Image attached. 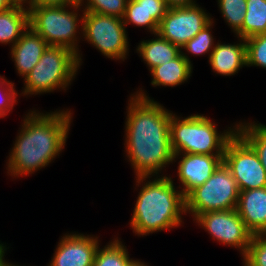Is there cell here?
<instances>
[{"label":"cell","mask_w":266,"mask_h":266,"mask_svg":"<svg viewBox=\"0 0 266 266\" xmlns=\"http://www.w3.org/2000/svg\"><path fill=\"white\" fill-rule=\"evenodd\" d=\"M139 88L129 95L126 106L124 154L135 177L165 176L173 165L170 140L171 110ZM148 94V95H147Z\"/></svg>","instance_id":"6da1fadb"},{"label":"cell","mask_w":266,"mask_h":266,"mask_svg":"<svg viewBox=\"0 0 266 266\" xmlns=\"http://www.w3.org/2000/svg\"><path fill=\"white\" fill-rule=\"evenodd\" d=\"M44 112L30 109L20 122L6 158L5 168L12 179L30 176L50 166L65 149L74 112L70 108Z\"/></svg>","instance_id":"7a4b0ae2"},{"label":"cell","mask_w":266,"mask_h":266,"mask_svg":"<svg viewBox=\"0 0 266 266\" xmlns=\"http://www.w3.org/2000/svg\"><path fill=\"white\" fill-rule=\"evenodd\" d=\"M134 185L139 192L129 225L135 236H149L185 223V196L175 186L172 175L135 177Z\"/></svg>","instance_id":"3957f363"},{"label":"cell","mask_w":266,"mask_h":266,"mask_svg":"<svg viewBox=\"0 0 266 266\" xmlns=\"http://www.w3.org/2000/svg\"><path fill=\"white\" fill-rule=\"evenodd\" d=\"M204 114L182 117L171 112L170 140L174 154L224 155L229 140L237 133L236 121L223 131Z\"/></svg>","instance_id":"277c9868"},{"label":"cell","mask_w":266,"mask_h":266,"mask_svg":"<svg viewBox=\"0 0 266 266\" xmlns=\"http://www.w3.org/2000/svg\"><path fill=\"white\" fill-rule=\"evenodd\" d=\"M27 7L29 26L44 38L48 46L64 47L77 54L81 67L83 56L79 43L82 41L84 10L79 2L67 6Z\"/></svg>","instance_id":"5b68a950"},{"label":"cell","mask_w":266,"mask_h":266,"mask_svg":"<svg viewBox=\"0 0 266 266\" xmlns=\"http://www.w3.org/2000/svg\"><path fill=\"white\" fill-rule=\"evenodd\" d=\"M79 69L77 54L64 47L48 46L39 62L23 79L20 96L44 95L55 90L65 92Z\"/></svg>","instance_id":"8992f818"},{"label":"cell","mask_w":266,"mask_h":266,"mask_svg":"<svg viewBox=\"0 0 266 266\" xmlns=\"http://www.w3.org/2000/svg\"><path fill=\"white\" fill-rule=\"evenodd\" d=\"M239 188L229 168L222 162L211 177L193 189L186 197V216L194 220L210 211L236 209Z\"/></svg>","instance_id":"52a82bcc"},{"label":"cell","mask_w":266,"mask_h":266,"mask_svg":"<svg viewBox=\"0 0 266 266\" xmlns=\"http://www.w3.org/2000/svg\"><path fill=\"white\" fill-rule=\"evenodd\" d=\"M127 28L123 19L84 11L82 41H86L106 58L125 61L130 52Z\"/></svg>","instance_id":"ba28073f"},{"label":"cell","mask_w":266,"mask_h":266,"mask_svg":"<svg viewBox=\"0 0 266 266\" xmlns=\"http://www.w3.org/2000/svg\"><path fill=\"white\" fill-rule=\"evenodd\" d=\"M223 162L240 191L266 187V170L258 154L238 132L227 143Z\"/></svg>","instance_id":"9c48e42d"},{"label":"cell","mask_w":266,"mask_h":266,"mask_svg":"<svg viewBox=\"0 0 266 266\" xmlns=\"http://www.w3.org/2000/svg\"><path fill=\"white\" fill-rule=\"evenodd\" d=\"M221 245L233 247L245 257L253 233L246 227L236 209L210 211L198 215L193 220Z\"/></svg>","instance_id":"30bf717a"},{"label":"cell","mask_w":266,"mask_h":266,"mask_svg":"<svg viewBox=\"0 0 266 266\" xmlns=\"http://www.w3.org/2000/svg\"><path fill=\"white\" fill-rule=\"evenodd\" d=\"M199 4L169 8L159 23L157 33L182 48L212 21V15Z\"/></svg>","instance_id":"8fae6325"},{"label":"cell","mask_w":266,"mask_h":266,"mask_svg":"<svg viewBox=\"0 0 266 266\" xmlns=\"http://www.w3.org/2000/svg\"><path fill=\"white\" fill-rule=\"evenodd\" d=\"M99 237L76 231L63 234L47 266H93L97 248L101 244Z\"/></svg>","instance_id":"7c38bea8"},{"label":"cell","mask_w":266,"mask_h":266,"mask_svg":"<svg viewBox=\"0 0 266 266\" xmlns=\"http://www.w3.org/2000/svg\"><path fill=\"white\" fill-rule=\"evenodd\" d=\"M177 161V180L180 183L177 187L186 197L211 177L223 162V155L174 154L173 163Z\"/></svg>","instance_id":"4fadbf2b"},{"label":"cell","mask_w":266,"mask_h":266,"mask_svg":"<svg viewBox=\"0 0 266 266\" xmlns=\"http://www.w3.org/2000/svg\"><path fill=\"white\" fill-rule=\"evenodd\" d=\"M47 47L48 44L44 38L29 26L9 52L17 74L24 79L39 62Z\"/></svg>","instance_id":"5bb4252c"},{"label":"cell","mask_w":266,"mask_h":266,"mask_svg":"<svg viewBox=\"0 0 266 266\" xmlns=\"http://www.w3.org/2000/svg\"><path fill=\"white\" fill-rule=\"evenodd\" d=\"M238 41L224 43L218 40L208 63L215 75L234 76L243 67H247L246 42L241 37ZM239 42V43H238Z\"/></svg>","instance_id":"9a60e30c"},{"label":"cell","mask_w":266,"mask_h":266,"mask_svg":"<svg viewBox=\"0 0 266 266\" xmlns=\"http://www.w3.org/2000/svg\"><path fill=\"white\" fill-rule=\"evenodd\" d=\"M236 210L253 235L266 234V187L240 191Z\"/></svg>","instance_id":"2e32d148"},{"label":"cell","mask_w":266,"mask_h":266,"mask_svg":"<svg viewBox=\"0 0 266 266\" xmlns=\"http://www.w3.org/2000/svg\"><path fill=\"white\" fill-rule=\"evenodd\" d=\"M152 36L155 38L141 40L135 49L149 71L156 66L177 58L182 53L179 46L164 39L158 33H154Z\"/></svg>","instance_id":"e0dca14e"},{"label":"cell","mask_w":266,"mask_h":266,"mask_svg":"<svg viewBox=\"0 0 266 266\" xmlns=\"http://www.w3.org/2000/svg\"><path fill=\"white\" fill-rule=\"evenodd\" d=\"M152 87H177L187 83L193 73V64L189 63L182 53L175 59L156 66L150 71Z\"/></svg>","instance_id":"ac0fdd59"},{"label":"cell","mask_w":266,"mask_h":266,"mask_svg":"<svg viewBox=\"0 0 266 266\" xmlns=\"http://www.w3.org/2000/svg\"><path fill=\"white\" fill-rule=\"evenodd\" d=\"M29 27V11L26 1H19L12 8L0 12V44L10 48Z\"/></svg>","instance_id":"d6986e66"},{"label":"cell","mask_w":266,"mask_h":266,"mask_svg":"<svg viewBox=\"0 0 266 266\" xmlns=\"http://www.w3.org/2000/svg\"><path fill=\"white\" fill-rule=\"evenodd\" d=\"M97 248L93 266H134L140 259L130 258L127 246L119 236ZM129 253V254H128Z\"/></svg>","instance_id":"ffe728a7"},{"label":"cell","mask_w":266,"mask_h":266,"mask_svg":"<svg viewBox=\"0 0 266 266\" xmlns=\"http://www.w3.org/2000/svg\"><path fill=\"white\" fill-rule=\"evenodd\" d=\"M264 33H266V0H246L243 25L235 37L247 39Z\"/></svg>","instance_id":"44dd1931"},{"label":"cell","mask_w":266,"mask_h":266,"mask_svg":"<svg viewBox=\"0 0 266 266\" xmlns=\"http://www.w3.org/2000/svg\"><path fill=\"white\" fill-rule=\"evenodd\" d=\"M245 119L237 124V132L252 146L266 170V125Z\"/></svg>","instance_id":"7402d4cb"},{"label":"cell","mask_w":266,"mask_h":266,"mask_svg":"<svg viewBox=\"0 0 266 266\" xmlns=\"http://www.w3.org/2000/svg\"><path fill=\"white\" fill-rule=\"evenodd\" d=\"M215 24L214 17L212 21L206 25L201 31H199L192 39H190L182 48L181 52L183 57L192 64L191 57L189 54L193 56H201L208 55V60L212 51L214 50L216 43L214 35H212L213 25ZM187 52V53H186Z\"/></svg>","instance_id":"603a6c76"},{"label":"cell","mask_w":266,"mask_h":266,"mask_svg":"<svg viewBox=\"0 0 266 266\" xmlns=\"http://www.w3.org/2000/svg\"><path fill=\"white\" fill-rule=\"evenodd\" d=\"M218 10L234 35L242 28L246 14V0H217Z\"/></svg>","instance_id":"cb8c5ba5"},{"label":"cell","mask_w":266,"mask_h":266,"mask_svg":"<svg viewBox=\"0 0 266 266\" xmlns=\"http://www.w3.org/2000/svg\"><path fill=\"white\" fill-rule=\"evenodd\" d=\"M122 19L126 27L131 24L134 27L144 28L150 34L157 33L159 27V24L155 19L135 0H128L125 14Z\"/></svg>","instance_id":"d4e9b609"},{"label":"cell","mask_w":266,"mask_h":266,"mask_svg":"<svg viewBox=\"0 0 266 266\" xmlns=\"http://www.w3.org/2000/svg\"><path fill=\"white\" fill-rule=\"evenodd\" d=\"M86 12L99 13L122 19L128 0H78Z\"/></svg>","instance_id":"484cf974"},{"label":"cell","mask_w":266,"mask_h":266,"mask_svg":"<svg viewBox=\"0 0 266 266\" xmlns=\"http://www.w3.org/2000/svg\"><path fill=\"white\" fill-rule=\"evenodd\" d=\"M247 67L266 69V33L245 39Z\"/></svg>","instance_id":"4316f807"},{"label":"cell","mask_w":266,"mask_h":266,"mask_svg":"<svg viewBox=\"0 0 266 266\" xmlns=\"http://www.w3.org/2000/svg\"><path fill=\"white\" fill-rule=\"evenodd\" d=\"M241 260L243 266H266V234L253 235L247 253Z\"/></svg>","instance_id":"83f0119b"},{"label":"cell","mask_w":266,"mask_h":266,"mask_svg":"<svg viewBox=\"0 0 266 266\" xmlns=\"http://www.w3.org/2000/svg\"><path fill=\"white\" fill-rule=\"evenodd\" d=\"M19 96L20 93L16 90L15 83L0 75V118L3 119L12 112L18 103Z\"/></svg>","instance_id":"f1b7e54d"},{"label":"cell","mask_w":266,"mask_h":266,"mask_svg":"<svg viewBox=\"0 0 266 266\" xmlns=\"http://www.w3.org/2000/svg\"><path fill=\"white\" fill-rule=\"evenodd\" d=\"M159 24L169 9L165 0H135Z\"/></svg>","instance_id":"f546056e"},{"label":"cell","mask_w":266,"mask_h":266,"mask_svg":"<svg viewBox=\"0 0 266 266\" xmlns=\"http://www.w3.org/2000/svg\"><path fill=\"white\" fill-rule=\"evenodd\" d=\"M78 0H27V5H43V6H67L77 3Z\"/></svg>","instance_id":"4dcf8cb0"},{"label":"cell","mask_w":266,"mask_h":266,"mask_svg":"<svg viewBox=\"0 0 266 266\" xmlns=\"http://www.w3.org/2000/svg\"><path fill=\"white\" fill-rule=\"evenodd\" d=\"M168 8L187 7L198 4L196 0H165Z\"/></svg>","instance_id":"1f68e13d"},{"label":"cell","mask_w":266,"mask_h":266,"mask_svg":"<svg viewBox=\"0 0 266 266\" xmlns=\"http://www.w3.org/2000/svg\"><path fill=\"white\" fill-rule=\"evenodd\" d=\"M20 0H0V12L6 11L15 6Z\"/></svg>","instance_id":"d6a6232c"},{"label":"cell","mask_w":266,"mask_h":266,"mask_svg":"<svg viewBox=\"0 0 266 266\" xmlns=\"http://www.w3.org/2000/svg\"><path fill=\"white\" fill-rule=\"evenodd\" d=\"M0 241V266H4L5 262L7 261L5 258V253L9 249V246L7 247L6 243H1Z\"/></svg>","instance_id":"836d02e7"},{"label":"cell","mask_w":266,"mask_h":266,"mask_svg":"<svg viewBox=\"0 0 266 266\" xmlns=\"http://www.w3.org/2000/svg\"><path fill=\"white\" fill-rule=\"evenodd\" d=\"M134 266H150L148 263L144 262L143 260H139Z\"/></svg>","instance_id":"e575fe53"}]
</instances>
